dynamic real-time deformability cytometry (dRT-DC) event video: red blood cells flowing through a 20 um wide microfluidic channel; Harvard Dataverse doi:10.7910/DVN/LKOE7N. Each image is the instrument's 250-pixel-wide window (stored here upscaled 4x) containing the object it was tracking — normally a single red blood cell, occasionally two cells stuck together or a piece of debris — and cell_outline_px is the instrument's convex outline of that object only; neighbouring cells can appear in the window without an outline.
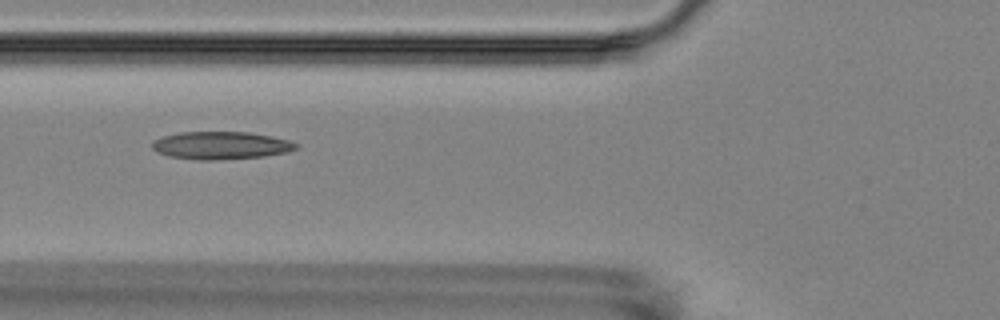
{"species": "Egyptian fruit bat (a non-hibernating species)", "species_latin": "Rousettus aegyptiacus", "temperature_condition": "room temperature", "stored_images_in_passage": 11, "camera_frame_rate_fps": 3000, "um_per_image_px": 0.085, "animal": {"sex": "female"}, "frame": {"image": 1, "passage_image": 2, "time_ms": 1.0, "image_size_px": [1000, 320], "cell_outline_px": [[300, 144], [296, 148], [288, 152], [264, 156], [212, 160], [200, 160], [172, 156], [156, 152], [152, 148], [152, 140], [160, 136], [180, 132], [248, 132], [272, 136], [288, 140]], "centroid_in_image_um": [18.76, 12.35], "position_along_channel_um": 107.0, "area_um2": 23.24}}
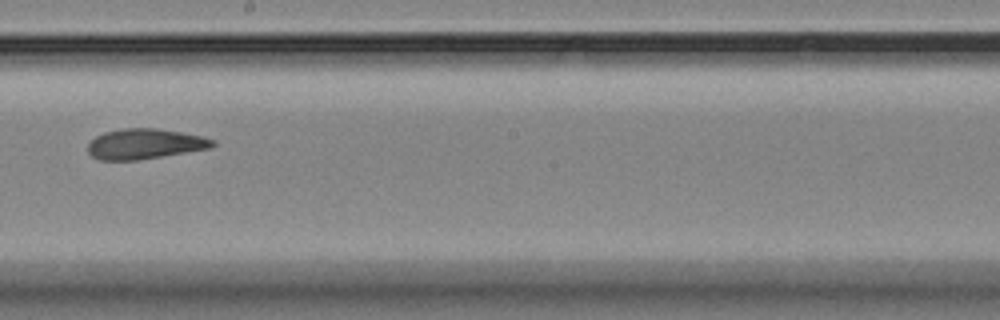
{"frame": {"image": 2, "passage_image": 5, "time_ms": 4.667, "image_size_px": [1000, 320], "cell_outline_px": [[216, 144], [212, 148], [136, 160], [100, 160], [92, 156], [88, 152], [88, 144], [96, 136], [104, 132], [120, 128], [156, 128], [204, 136], [216, 140]], "centroid_in_image_um": [12.33, 12.22], "position_along_channel_um": 235.9, "area_um2": 22.08}}
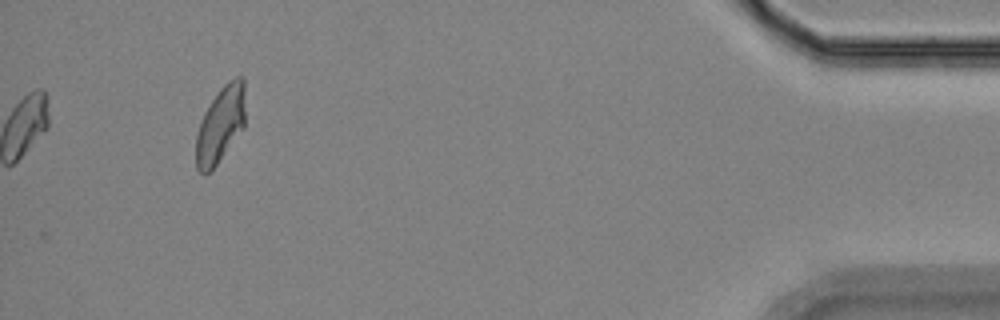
{"frame": {"image": 3, "passage_image": 11, "time_ms": 11.667, "image_size_px": [1000, 320], "cell_outline_px": [[244, 128], [216, 164], [204, 176], [196, 168], [196, 136], [200, 120], [204, 112], [220, 88], [228, 80], [236, 76], [240, 76], [244, 80]], "centroid_in_image_um": [18.73, 10.58], "position_along_channel_um": 416.5, "area_um2": 21.79}, "authors_computed_cell_mechanics": {"area_um2": 22.3108, "velocity_mm_per_s": 3.5162, "shape_relaxation_time_tau1_ms": 5.2727, "shape_relaxation_time_tau2_ms": 2.2342, "deformation_change_tau1": 0.1326, "deformation_change_tau2": 0.0933}}